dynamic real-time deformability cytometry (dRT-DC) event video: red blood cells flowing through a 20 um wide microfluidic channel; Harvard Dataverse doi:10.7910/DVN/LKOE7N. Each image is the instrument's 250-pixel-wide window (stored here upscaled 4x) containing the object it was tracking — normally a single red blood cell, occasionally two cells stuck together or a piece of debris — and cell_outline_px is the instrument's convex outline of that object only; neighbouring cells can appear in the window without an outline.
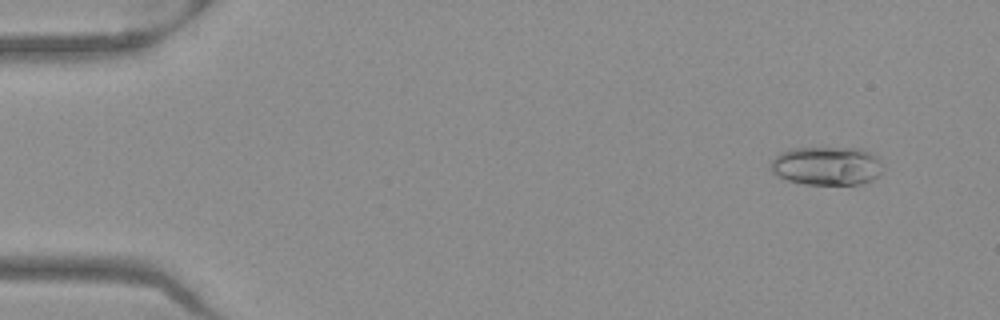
{"species": "Egyptian fruit bat (a non-hibernating species)", "species_latin": "Rousettus aegyptiacus", "temperature_condition": "warm", "stored_images_in_passage": 52, "camera_frame_rate_fps": 3000, "um_per_image_px": 0.085, "frame": {"image": 1, "passage_image": 5, "time_ms": 1.333, "image_size_px": [1000, 320], "cell_outline_px": [[880, 176], [872, 180], [860, 184], [804, 184], [788, 180], [772, 172], [768, 168], [772, 160], [780, 152], [792, 148], [860, 148], [876, 156], [880, 160]], "centroid_in_image_um": [70.25, 14.1], "position_along_channel_um": 14.7, "area_um2": 25.2}}
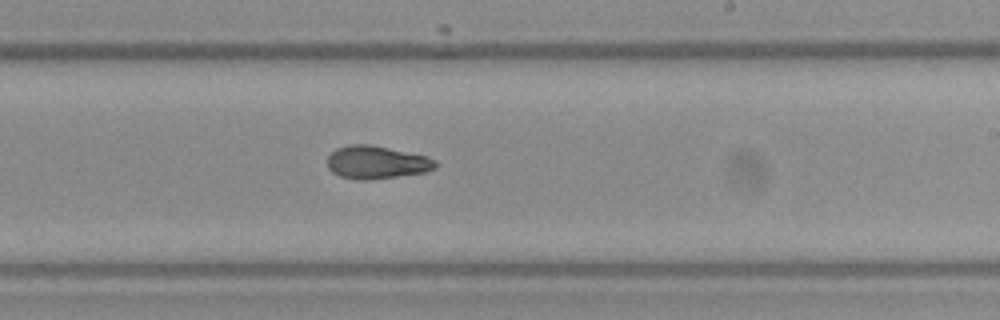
{"frame": {"image": 2, "passage_image": 32, "time_ms": 10.333, "image_size_px": [1000, 320], "cell_outline_px": [[436, 168], [428, 172], [368, 180], [356, 180], [340, 176], [332, 172], [328, 168], [328, 156], [336, 148], [352, 144], [372, 144], [428, 156], [436, 160]], "centroid_in_image_um": [32.03, 13.8], "position_along_channel_um": 257.0, "area_um2": 20.98}}
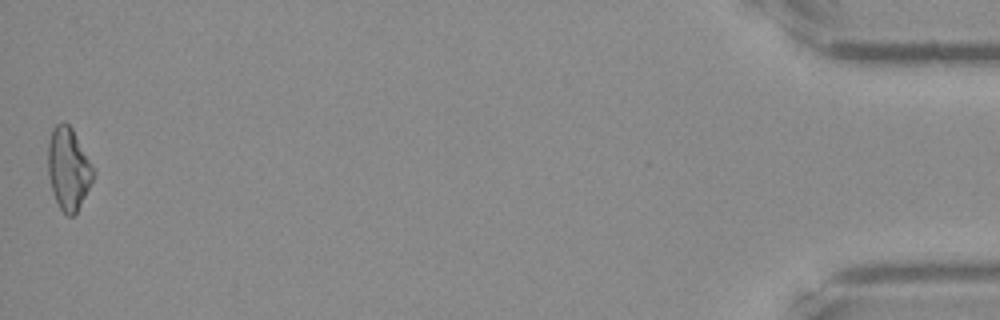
{"frame": {"image": 3, "passage_image": 52, "time_ms": 17.0, "image_size_px": [1000, 320], "cell_outline_px": [[96, 172], [76, 212], [72, 216], [68, 216], [60, 208], [52, 192], [48, 176], [48, 144], [52, 128], [56, 124], [64, 120], [72, 128], [96, 168]], "centroid_in_image_um": [5.82, 14.29], "position_along_channel_um": 429.4, "area_um2": 21.85}, "authors_computed_cell_mechanics": {"area_um2": 21.1548, "velocity_mm_per_s": 3.9841, "shape_relaxation_time_tau1_ms": 6.5962, "shape_relaxation_time_tau2_ms": 8.4291, "deformation_change_tau1": 0.1798, "deformation_change_tau2": 0.1515}}